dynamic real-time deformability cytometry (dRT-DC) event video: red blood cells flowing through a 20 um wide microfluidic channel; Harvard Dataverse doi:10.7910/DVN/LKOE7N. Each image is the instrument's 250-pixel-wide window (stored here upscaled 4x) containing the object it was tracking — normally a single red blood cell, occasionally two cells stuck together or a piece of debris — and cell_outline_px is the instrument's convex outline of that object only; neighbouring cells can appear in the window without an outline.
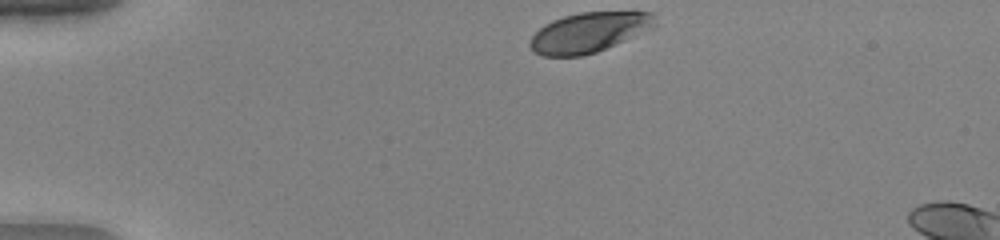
{"species": "human", "species_latin": "Homo sapiens", "temperature_condition": "warm", "stored_images_in_passage": 35, "camera_frame_rate_fps": 3000, "um_per_image_px": 0.085, "donor": {"sex": "female"}, "frame": {"image": 1, "passage_image": 1, "time_ms": 0.0, "image_size_px": [1000, 240], "cell_outline_px": [[656, 28], [596, 52], [580, 56], [540, 56], [532, 52], [528, 44], [532, 36], [544, 24], [552, 20], [564, 16], [580, 12], [652, 12], [656, 24]], "centroid_in_image_um": [50.05, 2.76], "position_along_channel_um": 34.9, "area_um2": 29.3}}
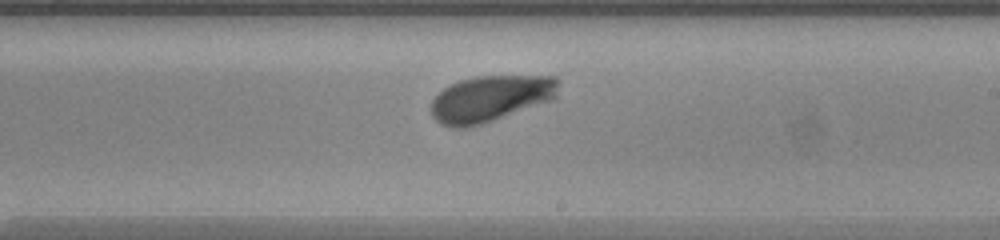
{"frame": {"image": 2, "passage_image": 22, "time_ms": 7.0, "image_size_px": [1000, 240], "cell_outline_px": [[560, 80], [556, 100], [468, 128], [452, 128], [440, 124], [432, 116], [432, 100], [444, 88], [460, 80], [476, 76], [556, 76]], "centroid_in_image_um": [41.75, 8.38], "position_along_channel_um": 247.2, "area_um2": 34.68}}
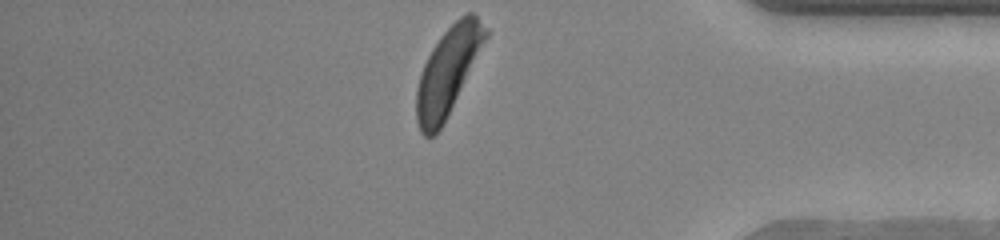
{"frame": {"image": 3, "passage_image": 35, "time_ms": 11.333, "image_size_px": [1000, 240], "cell_outline_px": [[488, 36], [440, 128], [432, 136], [424, 136], [420, 132], [416, 120], [416, 88], [424, 64], [432, 48], [440, 36], [460, 16], [468, 12], [472, 12], [488, 28]], "centroid_in_image_um": [38.05, 6.02], "position_along_channel_um": 397.2, "area_um2": 34.16}, "authors_computed_cell_mechanics": {"area_um2": 33.6396, "velocity_mm_per_s": 3.9528, "shape_relaxation_time_tau1_ms": 0.9962, "shape_relaxation_time_tau2_ms": null, "deformation_change_tau1": 0.1005, "deformation_change_tau2": null}}